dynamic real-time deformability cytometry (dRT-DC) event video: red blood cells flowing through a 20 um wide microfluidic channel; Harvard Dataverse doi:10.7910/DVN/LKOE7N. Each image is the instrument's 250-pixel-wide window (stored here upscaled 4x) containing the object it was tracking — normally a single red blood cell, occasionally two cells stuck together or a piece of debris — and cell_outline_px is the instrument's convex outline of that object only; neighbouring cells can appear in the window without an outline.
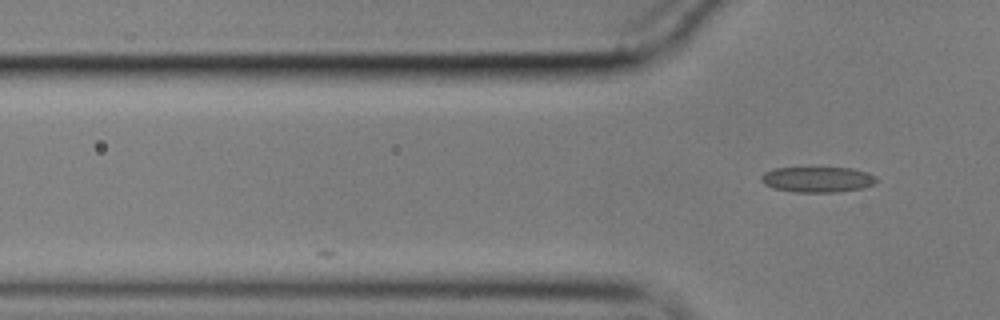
{"species": "common noctule bat (a hibernating species)", "species_latin": "Nyctalus noctula", "temperature_condition": "cold", "stored_images_in_passage": 3, "camera_frame_rate_fps": 3000, "um_per_image_px": 0.085, "animal": {"sex": "male", "body_mass_g": 17.9}, "frame": {"image": 1, "passage_image": 3, "time_ms": 0.667, "image_size_px": [1000, 320], "cell_outline_px": [[876, 180], [872, 184], [864, 188], [836, 192], [796, 192], [776, 188], [764, 184], [760, 180], [760, 176], [764, 172], [772, 168], [852, 168], [868, 172], [876, 176]], "centroid_in_image_um": [69.48, 15.25], "position_along_channel_um": 56.3, "area_um2": 17.11}}